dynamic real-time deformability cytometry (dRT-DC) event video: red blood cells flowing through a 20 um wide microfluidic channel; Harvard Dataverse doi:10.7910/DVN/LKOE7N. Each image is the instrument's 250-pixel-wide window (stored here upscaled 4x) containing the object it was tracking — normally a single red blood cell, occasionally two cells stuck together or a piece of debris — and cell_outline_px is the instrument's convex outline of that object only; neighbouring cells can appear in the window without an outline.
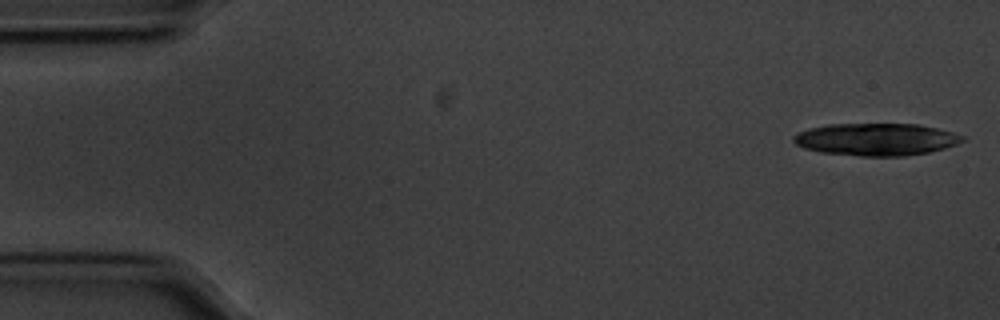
{"species": "common noctule bat (a hibernating species)", "species_latin": "Nyctalus noctula", "temperature_condition": "cold", "stored_images_in_passage": 56, "segment_of_instrument_passage": [1, 2], "camera_frame_rate_fps": 3000, "um_per_image_px": 0.085, "animal": {"sex": "male", "body_mass_g": 20.1, "forearm_length_mm": 53.5}, "frame": {"image": 1, "passage_image": 1, "time_ms": 0.0, "image_size_px": [1000, 320], "cell_outline_px": [[964, 140], [956, 144], [944, 148], [928, 152], [904, 156], [860, 156], [820, 152], [804, 148], [796, 144], [792, 140], [792, 136], [796, 132], [808, 128], [828, 124], [920, 124], [952, 132], [964, 136]], "centroid_in_image_um": [74.42, 11.84], "position_along_channel_um": 10.6, "area_um2": 31.91}}